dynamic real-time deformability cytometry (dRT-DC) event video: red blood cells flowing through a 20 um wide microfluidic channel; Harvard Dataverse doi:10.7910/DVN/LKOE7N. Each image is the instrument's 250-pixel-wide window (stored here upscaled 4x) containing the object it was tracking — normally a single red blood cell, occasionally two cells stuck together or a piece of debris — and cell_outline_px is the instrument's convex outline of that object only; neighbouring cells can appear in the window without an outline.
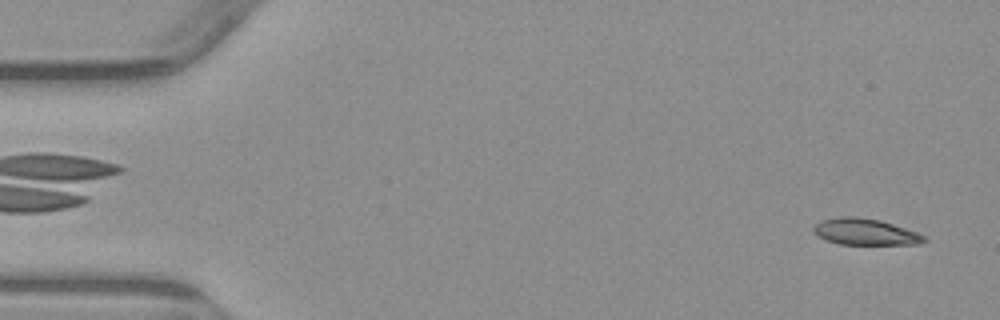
{"species": "common noctule bat (a hibernating species)", "species_latin": "Nyctalus noctula", "temperature_condition": "warm", "stored_images_in_passage": 3, "camera_frame_rate_fps": 3000, "um_per_image_px": 0.085, "animal": {"sex": "male", "body_mass_g": 23.1, "forearm_length_mm": 52.7}, "frame": {"image": 1, "passage_image": 3, "time_ms": 2.333, "image_size_px": [1000, 320], "cell_outline_px": [[928, 240], [920, 244], [840, 244], [828, 240], [820, 236], [812, 228], [820, 220], [840, 216], [856, 216], [880, 220], [916, 232], [924, 236]], "centroid_in_image_um": [73.55, 19.69], "position_along_channel_um": 11.4, "area_um2": 16.76}}